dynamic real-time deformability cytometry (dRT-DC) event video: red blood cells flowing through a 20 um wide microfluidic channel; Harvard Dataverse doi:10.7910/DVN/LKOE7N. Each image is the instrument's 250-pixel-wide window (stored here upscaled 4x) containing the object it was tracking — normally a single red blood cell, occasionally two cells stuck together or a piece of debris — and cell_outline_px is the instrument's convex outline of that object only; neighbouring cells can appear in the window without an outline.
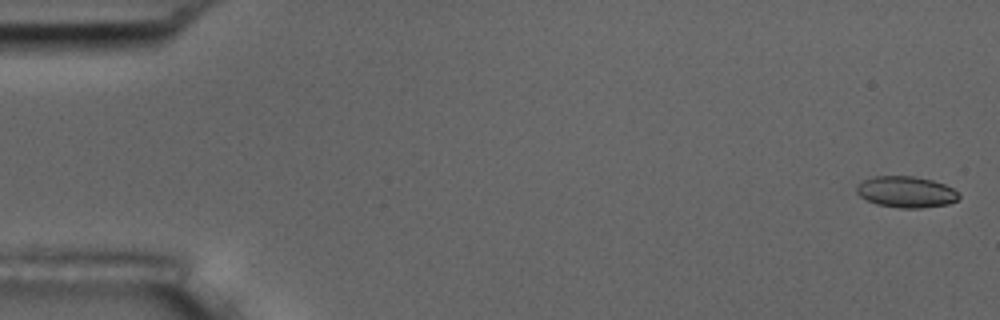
{"species": "common noctule bat (a hibernating species)", "species_latin": "Nyctalus noctula", "temperature_condition": "room temperature", "stored_images_in_passage": 5, "camera_frame_rate_fps": 3000, "um_per_image_px": 0.085, "animal": {"sex": "male", "body_mass_g": 17.5, "forearm_length_mm": 52.3}, "frame": {"image": 1, "passage_image": 1, "time_ms": 0.0, "image_size_px": [1000, 320], "cell_outline_px": [[960, 196], [956, 200], [948, 204], [920, 208], [900, 208], [876, 204], [860, 196], [856, 192], [856, 184], [872, 176], [912, 176], [932, 180], [944, 184], [960, 192]], "centroid_in_image_um": [77.01, 16.31], "position_along_channel_um": 8.0, "area_um2": 18.67}}
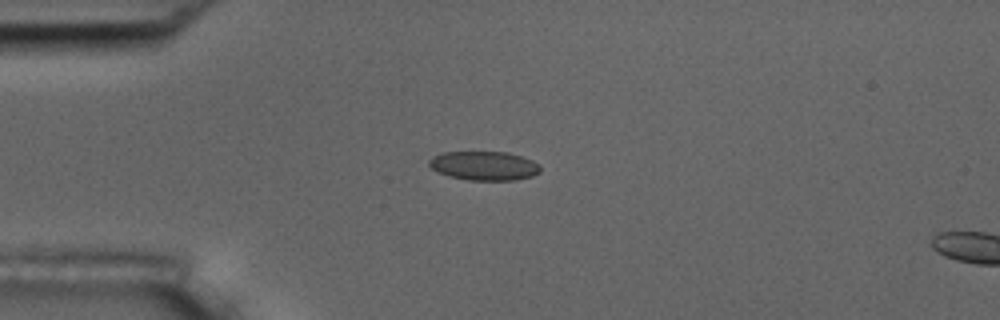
{"frame": {"image": 2, "passage_image": 4, "time_ms": 4.333, "image_size_px": [1000, 320], "cell_outline_px": [[540, 172], [532, 176], [516, 180], [468, 180], [448, 176], [432, 168], [428, 164], [428, 160], [432, 156], [444, 152], [508, 152], [532, 160], [540, 164]], "centroid_in_image_um": [41.16, 14.09], "position_along_channel_um": 43.8, "area_um2": 18.84}}